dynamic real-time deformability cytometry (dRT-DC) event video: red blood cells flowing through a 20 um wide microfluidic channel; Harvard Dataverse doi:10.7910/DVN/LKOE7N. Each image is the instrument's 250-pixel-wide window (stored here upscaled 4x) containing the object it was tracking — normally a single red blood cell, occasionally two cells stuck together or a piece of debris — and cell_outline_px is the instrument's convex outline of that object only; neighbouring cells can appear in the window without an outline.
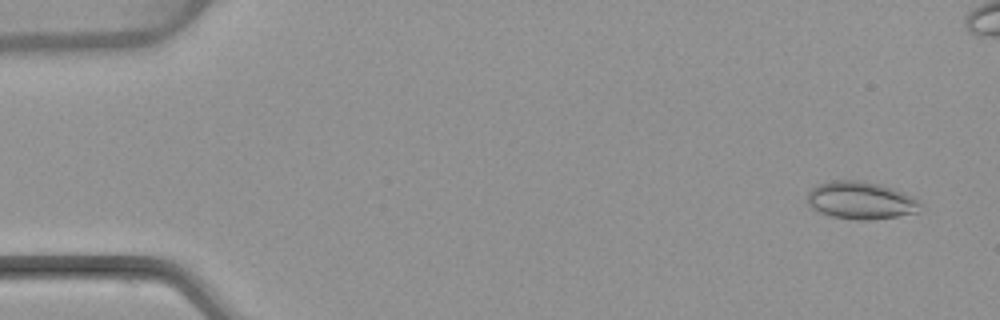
{"species": "common noctule bat (a hibernating species)", "species_latin": "Nyctalus noctula", "temperature_condition": "warm", "stored_images_in_passage": 40, "camera_frame_rate_fps": 3000, "um_per_image_px": 0.085, "animal": {"sex": "female", "body_mass_g": 22.7, "forearm_length_mm": 54.2}, "frame": {"image": 1, "passage_image": 3, "time_ms": 0.667, "image_size_px": [1000, 320], "cell_outline_px": [[920, 212], [896, 216], [868, 220], [856, 220], [832, 216], [820, 212], [812, 208], [808, 204], [808, 192], [816, 184], [832, 180], [856, 180], [876, 184], [892, 188], [912, 196], [920, 200]], "centroid_in_image_um": [73.16, 17.03], "position_along_channel_um": 11.8, "area_um2": 24.62}}
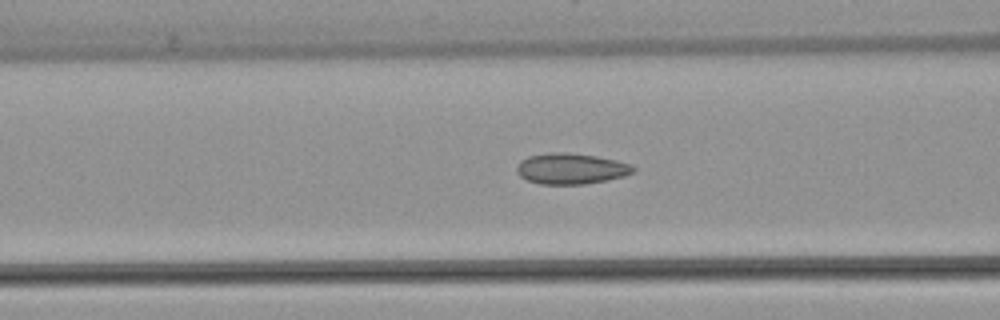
{"frame": {"image": 2, "passage_image": 21, "time_ms": 6.667, "image_size_px": [1000, 320], "cell_outline_px": [[636, 172], [624, 176], [608, 180], [584, 184], [540, 184], [528, 180], [520, 176], [516, 172], [516, 168], [520, 160], [528, 156], [548, 152], [564, 152], [596, 156], [616, 160], [632, 164], [636, 168]], "centroid_in_image_um": [48.55, 14.33], "position_along_channel_um": 118.0, "area_um2": 21.15}}
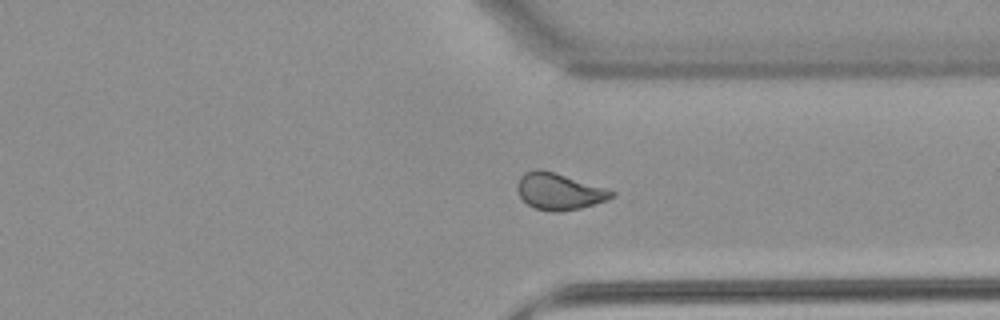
{"frame": {"image": 3, "passage_image": 40, "time_ms": 13.0, "image_size_px": [1000, 320], "cell_outline_px": [[616, 196], [608, 200], [580, 208], [560, 212], [556, 212], [536, 208], [528, 204], [520, 196], [516, 188], [520, 176], [524, 172], [536, 168], [540, 168], [604, 188], [616, 192]], "centroid_in_image_um": [47.51, 16.27], "position_along_channel_um": 363.9, "area_um2": 19.88}, "authors_computed_cell_mechanics": {"area_um2": 20.8369, "velocity_mm_per_s": 3.8809, "shape_relaxation_time_tau1_ms": null, "shape_relaxation_time_tau2_ms": 1.5476, "deformation_change_tau1": null, "deformation_change_tau2": 0.0652}}